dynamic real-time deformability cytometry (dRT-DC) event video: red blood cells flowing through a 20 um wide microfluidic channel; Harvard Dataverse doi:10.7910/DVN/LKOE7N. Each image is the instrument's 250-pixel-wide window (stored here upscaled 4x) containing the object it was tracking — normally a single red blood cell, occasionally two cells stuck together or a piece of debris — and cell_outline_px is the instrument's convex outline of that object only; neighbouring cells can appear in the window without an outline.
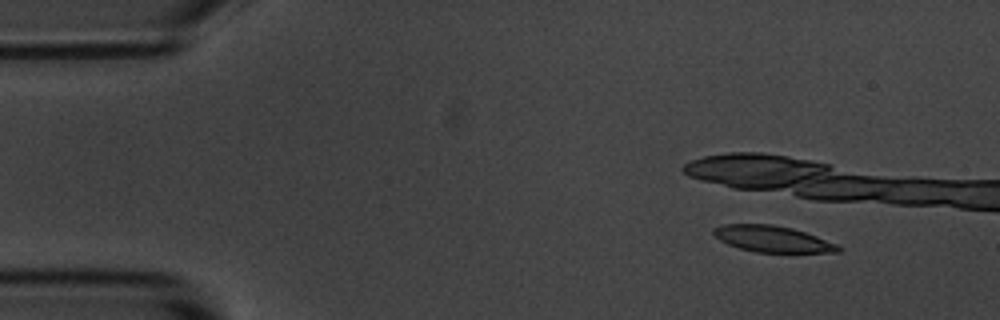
{"species": "common noctule bat (a hibernating species)", "species_latin": "Nyctalus noctula", "temperature_condition": "room temperature", "stored_images_in_passage": 2, "camera_frame_rate_fps": 3000, "um_per_image_px": 0.085, "animal": {"sex": "male", "body_mass_g": 20.1, "forearm_length_mm": 53.5}, "frame": {"image": 1, "passage_image": 2, "time_ms": 1.0, "image_size_px": [1000, 320], "cell_outline_px": [[844, 248], [840, 252], [756, 252], [740, 248], [728, 244], [720, 240], [712, 232], [712, 228], [724, 224], [772, 224], [792, 228], [816, 236], [836, 244]], "centroid_in_image_um": [65.65, 20.3], "position_along_channel_um": 19.3, "area_um2": 18.96}}